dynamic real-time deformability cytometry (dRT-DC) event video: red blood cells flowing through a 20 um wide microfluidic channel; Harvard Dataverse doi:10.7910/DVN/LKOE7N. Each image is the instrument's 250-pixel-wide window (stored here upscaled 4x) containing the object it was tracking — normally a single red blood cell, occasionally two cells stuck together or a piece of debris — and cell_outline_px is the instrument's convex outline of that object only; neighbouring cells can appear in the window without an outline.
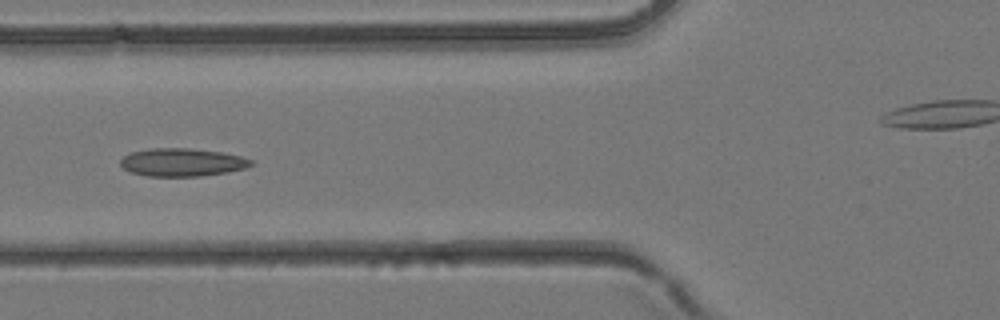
{"species": "common noctule bat (a hibernating species)", "species_latin": "Nyctalus noctula", "temperature_condition": "room temperature", "stored_images_in_passage": 6, "segment_of_instrument_passage": [1, 2], "camera_frame_rate_fps": 3000, "um_per_image_px": 0.085, "animal": {"sex": "female", "body_mass_g": 24.6, "forearm_length_mm": 56.2}, "frame": {"image": 1, "passage_image": 5, "time_ms": 1.333, "image_size_px": [1000, 320], "cell_outline_px": [[252, 164], [244, 168], [228, 172], [200, 176], [148, 176], [132, 172], [124, 168], [120, 164], [120, 160], [124, 156], [132, 152], [148, 148], [192, 148], [220, 152], [240, 156], [252, 160]], "centroid_in_image_um": [15.47, 13.79], "position_along_channel_um": 110.3, "area_um2": 21.15}}